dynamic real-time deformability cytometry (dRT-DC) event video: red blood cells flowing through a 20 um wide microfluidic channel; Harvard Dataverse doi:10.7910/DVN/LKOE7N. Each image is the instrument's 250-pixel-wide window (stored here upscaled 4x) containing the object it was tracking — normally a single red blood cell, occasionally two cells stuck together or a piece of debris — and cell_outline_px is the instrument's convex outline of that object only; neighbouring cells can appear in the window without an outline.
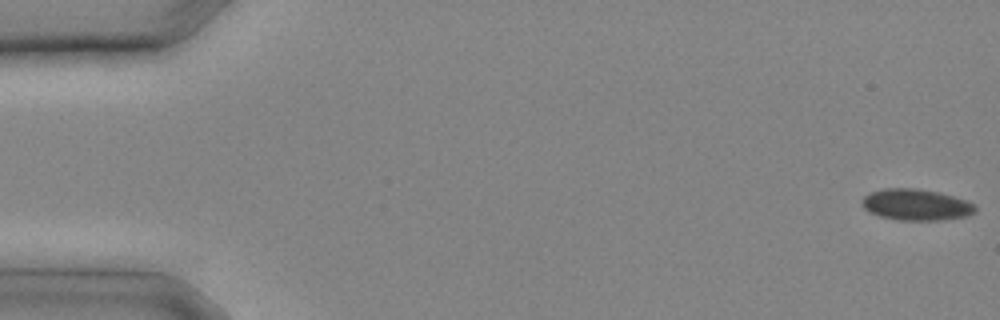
{"species": "common noctule bat (a hibernating species)", "species_latin": "Nyctalus noctula", "temperature_condition": "cold", "stored_images_in_passage": 15, "camera_frame_rate_fps": 3000, "um_per_image_px": 0.085, "animal": {"sex": "male", "body_mass_g": 20.4}, "frame": {"image": 1, "passage_image": 1, "time_ms": 0.0, "image_size_px": [1000, 320], "cell_outline_px": [[976, 212], [968, 216], [940, 220], [900, 220], [880, 216], [868, 212], [864, 208], [860, 200], [864, 196], [872, 192], [884, 188], [920, 188], [940, 192], [964, 200], [972, 204], [976, 208]], "centroid_in_image_um": [77.84, 17.39], "position_along_channel_um": 7.2, "area_um2": 20.69}}
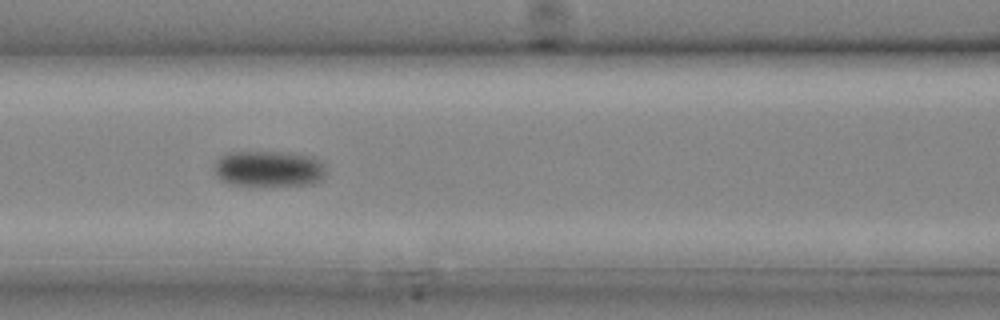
{"frame": {"image": 2, "passage_image": 12, "time_ms": 3.667, "image_size_px": [1000, 320], "cell_outline_px": [[328, 172], [324, 180], [312, 184], [232, 184], [220, 180], [216, 176], [216, 160], [220, 156], [228, 152], [284, 152], [312, 156], [320, 160], [324, 164]], "centroid_in_image_um": [22.92, 14.32], "position_along_channel_um": 143.7, "area_um2": 23.35}}
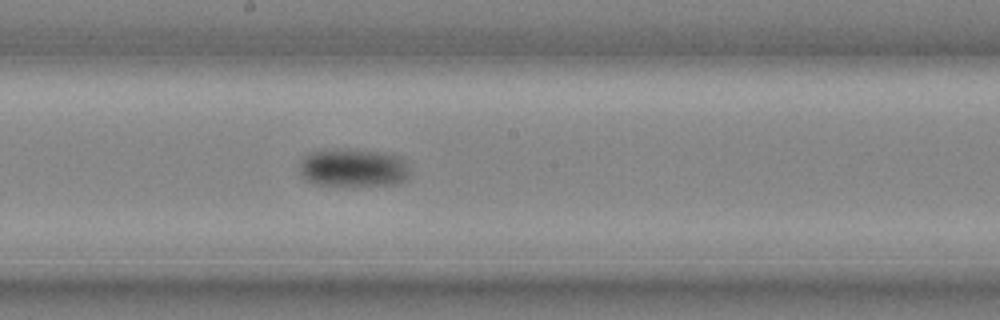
{"frame": {"image": 3, "passage_image": 15, "time_ms": 4.667, "image_size_px": [1000, 320], "cell_outline_px": [[408, 180], [396, 184], [316, 184], [304, 180], [300, 172], [300, 160], [308, 152], [320, 148], [356, 148], [384, 152], [400, 156], [404, 160], [408, 168]], "centroid_in_image_um": [29.98, 14.2], "position_along_channel_um": 218.2, "area_um2": 25.03}}